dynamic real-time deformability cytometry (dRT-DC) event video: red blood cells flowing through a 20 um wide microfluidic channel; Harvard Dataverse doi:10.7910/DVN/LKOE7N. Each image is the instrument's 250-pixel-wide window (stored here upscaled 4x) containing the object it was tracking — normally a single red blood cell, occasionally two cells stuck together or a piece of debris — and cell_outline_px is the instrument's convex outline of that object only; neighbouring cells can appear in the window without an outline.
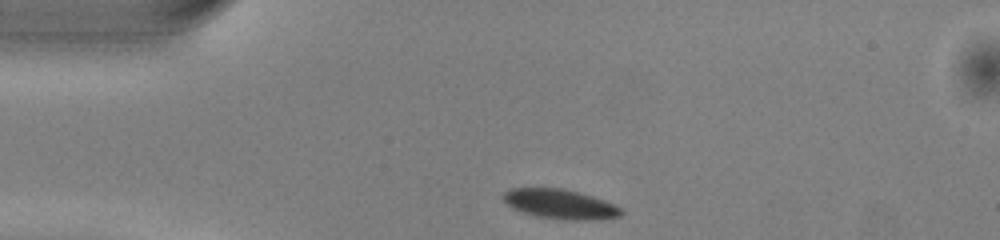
{"species": "common noctule bat (a hibernating species)", "species_latin": "Nyctalus noctula", "temperature_condition": "warm", "stored_images_in_passage": 40, "camera_frame_rate_fps": 3000, "um_per_image_px": 0.085, "animal": {"sex": "male", "body_mass_g": 13.0, "forearm_length_mm": 53.1}, "frame": {"image": 1, "passage_image": 1, "time_ms": 0.0, "image_size_px": [1000, 240], "cell_outline_px": [[624, 212], [620, 216], [584, 220], [564, 220], [536, 216], [512, 208], [504, 200], [504, 192], [512, 188], [564, 188], [592, 196], [604, 200], [620, 208]], "centroid_in_image_um": [47.6, 17.34], "position_along_channel_um": 37.4, "area_um2": 20.06}}
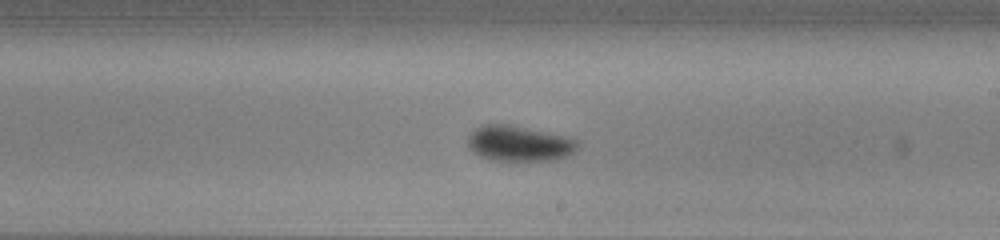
{"frame": {"image": 2, "passage_image": 19, "time_ms": 6.0, "image_size_px": [1000, 240], "cell_outline_px": [[580, 148], [576, 152], [552, 160], [492, 160], [480, 156], [472, 152], [468, 148], [468, 136], [476, 128], [484, 124], [512, 124], [572, 136], [580, 140]], "centroid_in_image_um": [44.2, 12.17], "position_along_channel_um": 244.8, "area_um2": 23.35}}
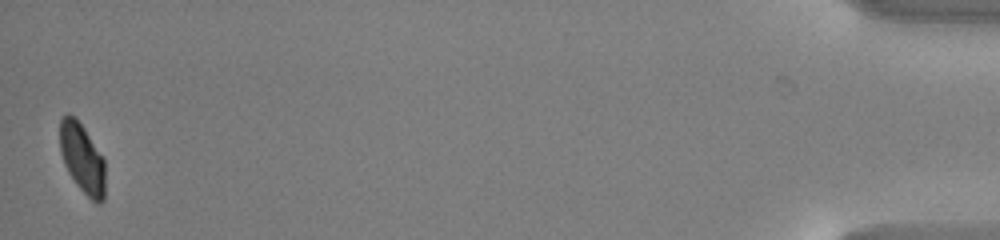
{"frame": {"image": 3, "passage_image": 40, "time_ms": 13.0, "image_size_px": [1000, 240], "cell_outline_px": [[104, 200], [100, 204], [96, 204], [76, 184], [68, 172], [64, 164], [60, 152], [60, 120], [68, 112], [84, 128], [104, 156]], "centroid_in_image_um": [7.0, 13.47], "position_along_channel_um": 428.2, "area_um2": 18.38}, "authors_computed_cell_mechanics": {"area_um2": 21.5016, "velocity_mm_per_s": 4.0178, "shape_relaxation_time_tau1_ms": 1.8795, "shape_relaxation_time_tau2_ms": null, "deformation_change_tau1": 0.09, "deformation_change_tau2": null}}